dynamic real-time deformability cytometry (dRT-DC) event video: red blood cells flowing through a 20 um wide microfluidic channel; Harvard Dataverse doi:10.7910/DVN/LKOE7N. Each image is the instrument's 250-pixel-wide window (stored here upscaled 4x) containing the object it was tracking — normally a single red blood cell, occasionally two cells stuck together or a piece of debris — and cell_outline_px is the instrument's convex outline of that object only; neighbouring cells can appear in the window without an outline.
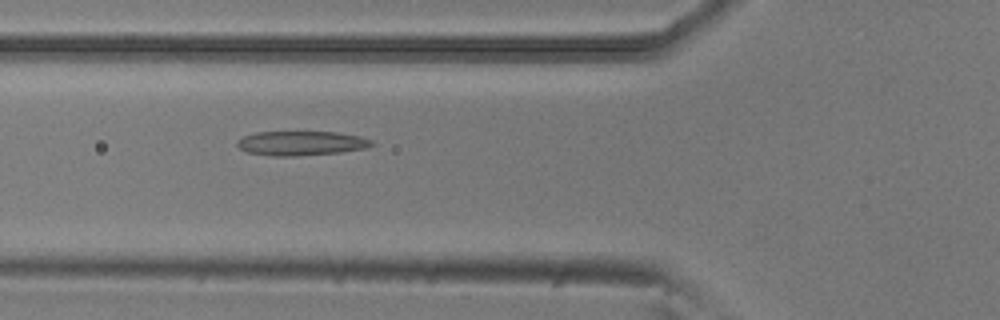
{"species": "common noctule bat (a hibernating species)", "species_latin": "Nyctalus noctula", "temperature_condition": "room temperature", "stored_images_in_passage": 6, "camera_frame_rate_fps": 3000, "um_per_image_px": 0.085, "animal": {"sex": "male", "body_mass_g": 20.5, "forearm_length_mm": 52.5}, "frame": {"image": 1, "passage_image": 6, "time_ms": 1.667, "image_size_px": [1000, 320], "cell_outline_px": [[376, 144], [364, 148], [340, 152], [296, 156], [272, 156], [248, 152], [240, 148], [236, 144], [236, 140], [244, 136], [256, 132], [336, 132], [360, 136], [372, 140]], "centroid_in_image_um": [25.6, 12.17], "position_along_channel_um": 100.2, "area_um2": 19.07}}